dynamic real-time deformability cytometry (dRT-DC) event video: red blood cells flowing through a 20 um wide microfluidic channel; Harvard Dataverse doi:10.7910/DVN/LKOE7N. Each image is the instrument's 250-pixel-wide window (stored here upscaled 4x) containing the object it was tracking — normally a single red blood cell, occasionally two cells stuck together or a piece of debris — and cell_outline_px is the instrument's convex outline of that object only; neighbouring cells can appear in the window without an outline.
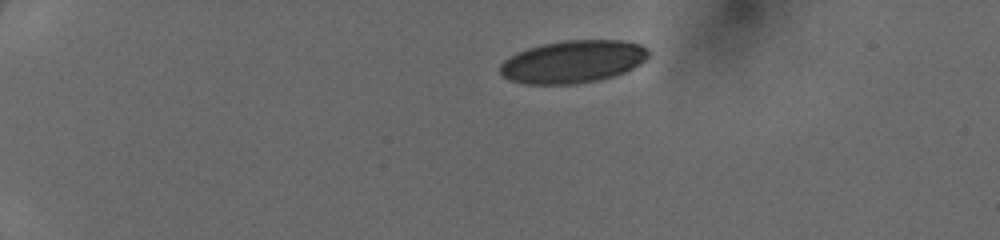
{"species": "human", "species_latin": "Homo sapiens", "temperature_condition": "cold", "stored_images_in_passage": 39, "camera_frame_rate_fps": 3000, "um_per_image_px": 0.085, "donor": {"sex": "female"}, "frame": {"image": 1, "passage_image": 1, "time_ms": 0.0, "image_size_px": [1000, 240], "cell_outline_px": [[648, 56], [640, 64], [616, 76], [600, 80], [576, 84], [524, 84], [508, 80], [500, 76], [500, 64], [504, 60], [528, 48], [544, 44], [564, 40], [624, 40], [640, 44], [648, 48]], "centroid_in_image_um": [48.7, 5.25], "position_along_channel_um": 36.3, "area_um2": 36.99}}
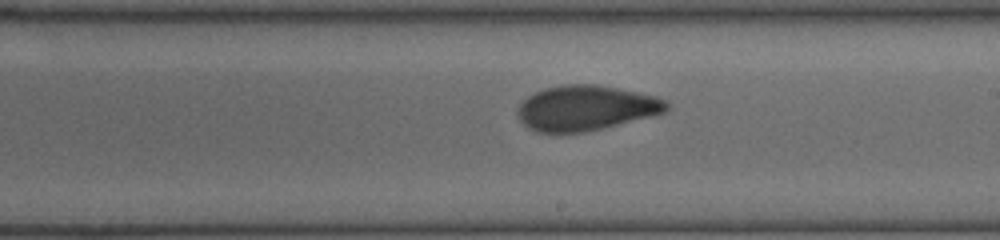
{"frame": {"image": 2, "passage_image": 21, "time_ms": 6.667, "image_size_px": [1000, 240], "cell_outline_px": [[668, 108], [664, 112], [600, 128], [580, 132], [536, 132], [528, 128], [520, 120], [516, 112], [520, 104], [528, 96], [544, 88], [564, 84], [596, 84], [656, 96], [668, 100]], "centroid_in_image_um": [49.76, 9.16], "position_along_channel_um": 239.2, "area_um2": 38.55}}
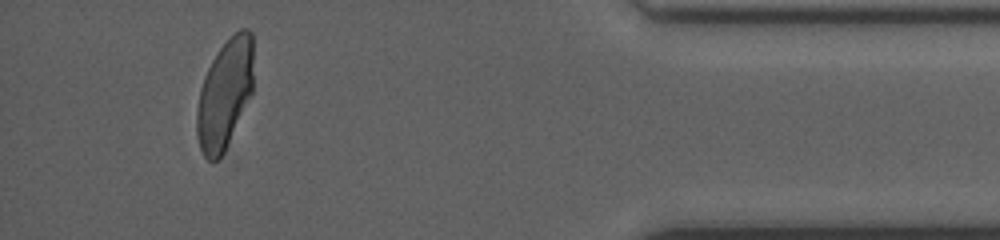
{"frame": {"image": 3, "passage_image": 36, "time_ms": 11.667, "image_size_px": [1000, 240], "cell_outline_px": [[252, 92], [224, 152], [216, 160], [208, 160], [204, 156], [200, 148], [196, 132], [196, 112], [200, 88], [204, 76], [212, 60], [220, 48], [240, 28], [248, 28], [252, 32]], "centroid_in_image_um": [19.09, 7.99], "position_along_channel_um": 416.1, "area_um2": 35.66}}